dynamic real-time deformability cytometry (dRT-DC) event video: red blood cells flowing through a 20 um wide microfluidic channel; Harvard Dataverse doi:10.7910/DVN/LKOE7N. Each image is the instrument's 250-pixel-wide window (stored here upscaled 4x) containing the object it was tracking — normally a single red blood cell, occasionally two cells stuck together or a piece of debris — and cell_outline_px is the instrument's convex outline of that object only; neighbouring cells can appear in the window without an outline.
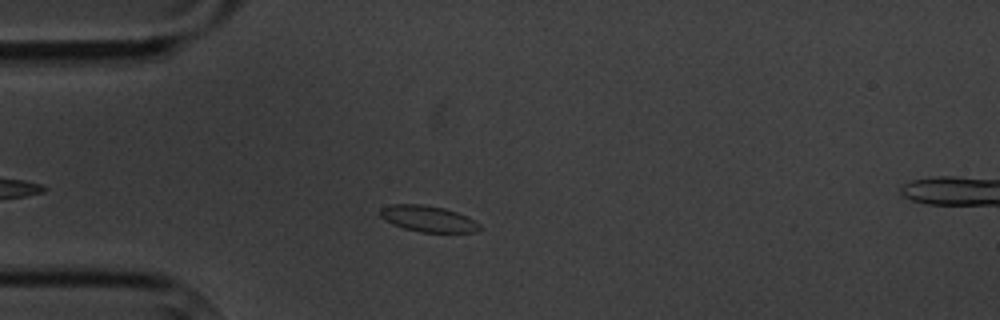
{"species": "common noctule bat (a hibernating species)", "species_latin": "Nyctalus noctula", "temperature_condition": "cold", "stored_images_in_passage": 9, "camera_frame_rate_fps": 3000, "um_per_image_px": 0.085, "animal": {"sex": "male", "body_mass_g": 20.1, "forearm_length_mm": 53.5}, "frame": {"image": 1, "passage_image": 2, "time_ms": 1.0, "image_size_px": [1000, 320], "cell_outline_px": [[484, 228], [476, 232], [420, 232], [404, 228], [392, 224], [384, 220], [380, 216], [380, 208], [388, 204], [424, 204], [444, 208], [468, 216], [480, 224]], "centroid_in_image_um": [36.39, 18.59], "position_along_channel_um": 48.6, "area_um2": 15.37}}
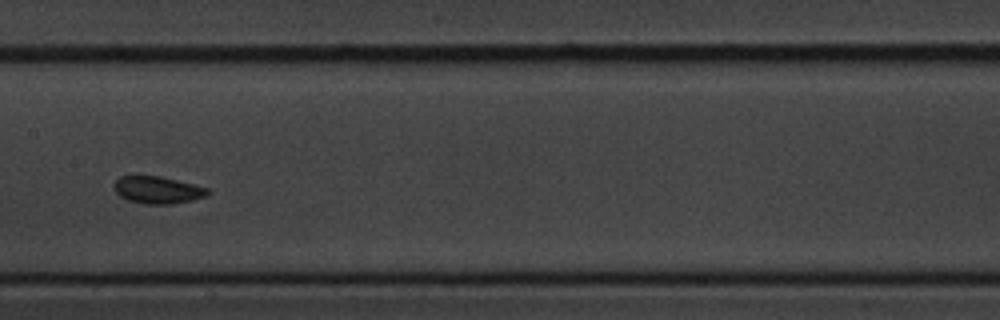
{"frame": {"image": 2, "passage_image": 6, "time_ms": 5.667, "image_size_px": [1000, 320], "cell_outline_px": [[212, 192], [208, 196], [192, 200], [172, 204], [144, 204], [128, 200], [120, 196], [112, 188], [112, 184], [120, 176], [132, 172], [136, 172], [160, 176], [208, 188]], "centroid_in_image_um": [13.32, 16.1], "position_along_channel_um": 194.1, "area_um2": 15.61}}
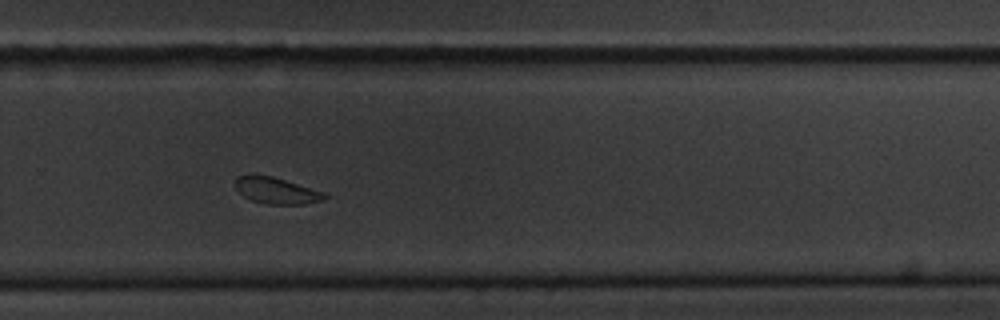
{"frame": {"image": 3, "passage_image": 9, "time_ms": 9.0, "image_size_px": [1000, 320], "cell_outline_px": [[328, 196], [324, 200], [304, 204], [268, 204], [252, 200], [244, 196], [236, 188], [236, 176], [248, 172], [252, 172], [272, 176], [324, 192]], "centroid_in_image_um": [23.45, 16.16], "position_along_channel_um": 306.3, "area_um2": 13.93}}